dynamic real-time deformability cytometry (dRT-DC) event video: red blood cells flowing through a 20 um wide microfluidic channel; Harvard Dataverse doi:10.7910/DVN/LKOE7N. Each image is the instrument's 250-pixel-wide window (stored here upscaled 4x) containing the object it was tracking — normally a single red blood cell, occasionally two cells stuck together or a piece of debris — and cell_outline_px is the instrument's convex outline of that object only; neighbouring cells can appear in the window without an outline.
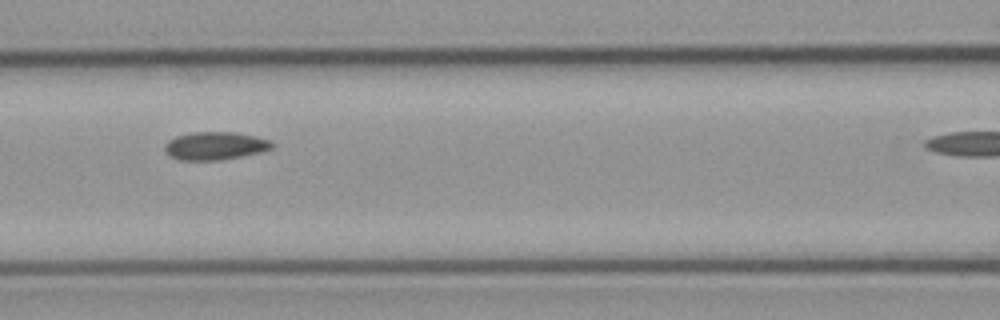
{"species": "common noctule bat (a hibernating species)", "species_latin": "Nyctalus noctula", "temperature_condition": "cold", "stored_images_in_passage": 7, "camera_frame_rate_fps": 3000, "um_per_image_px": 0.085, "animal": {"sex": "male", "body_mass_g": 23.1, "forearm_length_mm": 52.7}, "frame": {"image": 1, "passage_image": 6, "time_ms": 6.0, "image_size_px": [1000, 320], "cell_outline_px": [[272, 148], [260, 152], [220, 160], [180, 160], [168, 156], [164, 152], [164, 144], [168, 140], [176, 136], [192, 132], [236, 132], [256, 136], [268, 140], [272, 144]], "centroid_in_image_um": [18.21, 12.39], "position_along_channel_um": 148.4, "area_um2": 17.51}}